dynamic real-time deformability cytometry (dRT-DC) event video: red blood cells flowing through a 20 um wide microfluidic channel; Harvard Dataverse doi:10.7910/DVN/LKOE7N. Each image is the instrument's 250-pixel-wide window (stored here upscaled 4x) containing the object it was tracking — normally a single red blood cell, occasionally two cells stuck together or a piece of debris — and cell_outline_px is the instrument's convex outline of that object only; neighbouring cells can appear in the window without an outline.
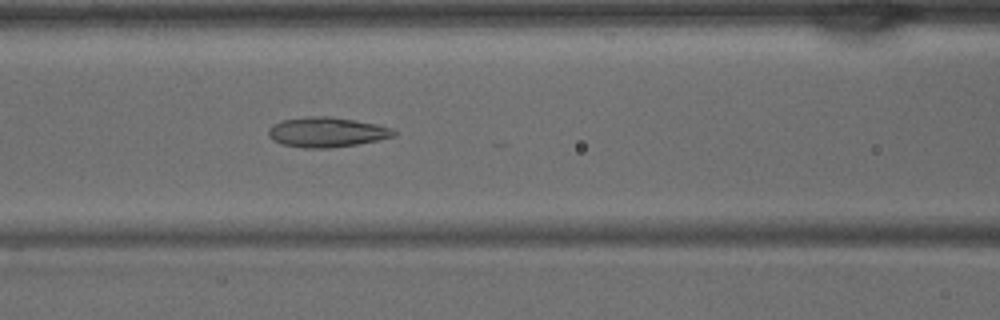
{"species": "common noctule bat (a hibernating species)", "species_latin": "Nyctalus noctula", "temperature_condition": "warm", "stored_images_in_passage": 41, "camera_frame_rate_fps": 3000, "um_per_image_px": 0.085, "animal": {"sex": "male", "body_mass_g": 15.6}, "frame": {"image": 1, "passage_image": 17, "time_ms": 5.333, "image_size_px": [1000, 320], "cell_outline_px": [[396, 136], [380, 140], [356, 144], [328, 148], [304, 148], [284, 144], [272, 140], [268, 136], [268, 128], [272, 124], [280, 120], [308, 116], [328, 116], [356, 120], [376, 124], [392, 128], [396, 132]], "centroid_in_image_um": [27.76, 11.22], "position_along_channel_um": 138.8, "area_um2": 22.02}}
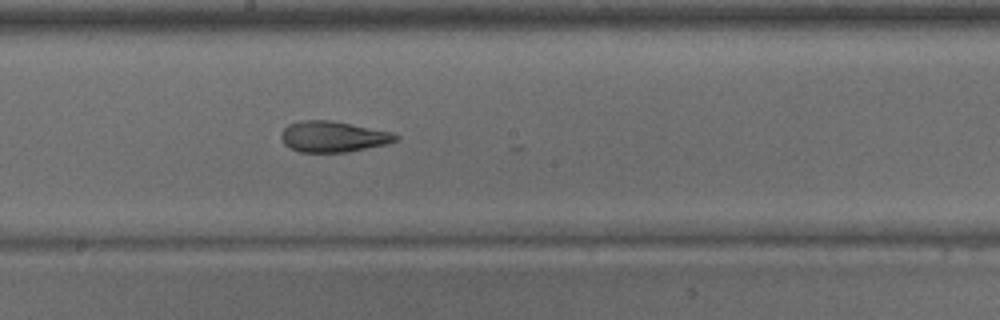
{"frame": {"image": 2, "passage_image": 22, "time_ms": 7.0, "image_size_px": [1000, 320], "cell_outline_px": [[400, 136], [396, 140], [388, 144], [348, 152], [300, 152], [284, 144], [280, 136], [280, 132], [288, 124], [304, 120], [328, 120], [352, 124], [392, 132]], "centroid_in_image_um": [28.32, 11.61], "position_along_channel_um": 219.9, "area_um2": 20.63}}
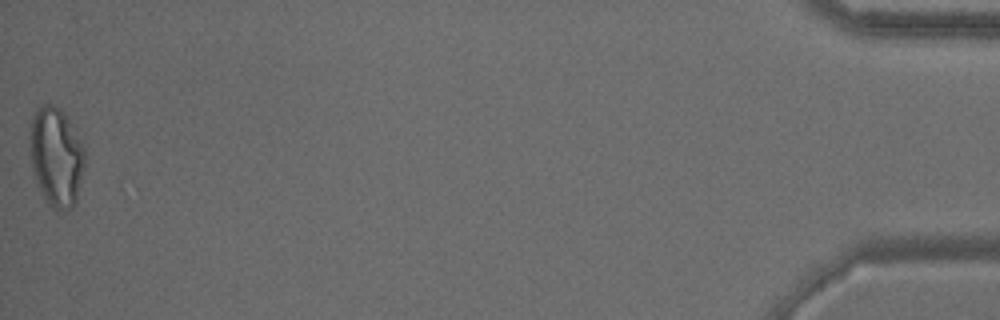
{"frame": {"image": 3, "passage_image": 41, "time_ms": 13.333, "image_size_px": [1000, 320], "cell_outline_px": [[84, 164], [76, 200], [72, 208], [56, 212], [48, 204], [36, 180], [32, 164], [32, 120], [36, 108], [44, 104], [52, 104], [60, 108], [64, 112], [84, 144]], "centroid_in_image_um": [4.82, 13.32], "position_along_channel_um": 430.4, "area_um2": 31.1}}